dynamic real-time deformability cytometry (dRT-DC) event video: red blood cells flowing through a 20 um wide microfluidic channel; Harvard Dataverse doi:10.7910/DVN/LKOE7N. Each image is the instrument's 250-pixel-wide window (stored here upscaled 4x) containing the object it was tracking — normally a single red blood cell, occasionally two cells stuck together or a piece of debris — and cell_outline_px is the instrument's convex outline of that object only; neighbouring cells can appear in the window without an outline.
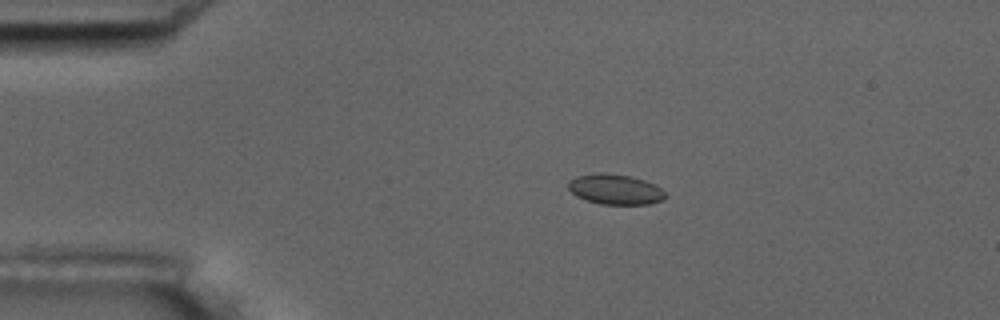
{"species": "common noctule bat (a hibernating species)", "species_latin": "Nyctalus noctula", "temperature_condition": "room temperature", "stored_images_in_passage": 3, "camera_frame_rate_fps": 3000, "um_per_image_px": 0.085, "animal": {"sex": "male", "body_mass_g": 17.5, "forearm_length_mm": 52.3}, "frame": {"image": 1, "passage_image": 2, "time_ms": 1.0, "image_size_px": [1000, 320], "cell_outline_px": [[668, 196], [664, 200], [648, 204], [600, 204], [576, 196], [568, 188], [568, 184], [576, 176], [628, 176], [644, 180], [660, 188]], "centroid_in_image_um": [52.36, 16.16], "position_along_channel_um": 32.6, "area_um2": 16.13}}